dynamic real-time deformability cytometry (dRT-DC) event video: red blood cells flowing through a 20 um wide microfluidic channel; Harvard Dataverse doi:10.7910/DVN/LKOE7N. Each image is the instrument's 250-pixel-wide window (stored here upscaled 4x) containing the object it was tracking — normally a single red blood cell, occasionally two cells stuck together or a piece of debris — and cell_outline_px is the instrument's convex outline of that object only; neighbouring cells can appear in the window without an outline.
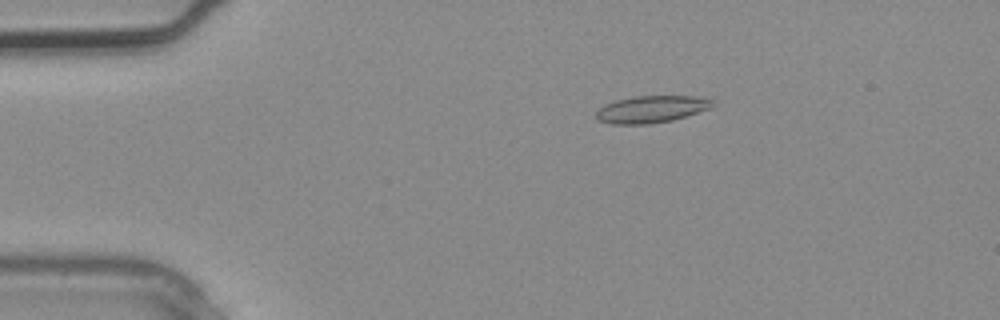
{"species": "common noctule bat (a hibernating species)", "species_latin": "Nyctalus noctula", "temperature_condition": "warm", "stored_images_in_passage": 4, "camera_frame_rate_fps": 3000, "um_per_image_px": 0.085, "animal": {"sex": "male", "body_mass_g": 20.4}, "frame": {"image": 1, "passage_image": 2, "time_ms": 0.333, "image_size_px": [1000, 320], "cell_outline_px": [[716, 104], [712, 108], [672, 120], [648, 124], [612, 124], [596, 120], [596, 112], [604, 104], [616, 100], [632, 96], [704, 96], [716, 100]], "centroid_in_image_um": [55.42, 9.27], "position_along_channel_um": 29.6, "area_um2": 18.67}}